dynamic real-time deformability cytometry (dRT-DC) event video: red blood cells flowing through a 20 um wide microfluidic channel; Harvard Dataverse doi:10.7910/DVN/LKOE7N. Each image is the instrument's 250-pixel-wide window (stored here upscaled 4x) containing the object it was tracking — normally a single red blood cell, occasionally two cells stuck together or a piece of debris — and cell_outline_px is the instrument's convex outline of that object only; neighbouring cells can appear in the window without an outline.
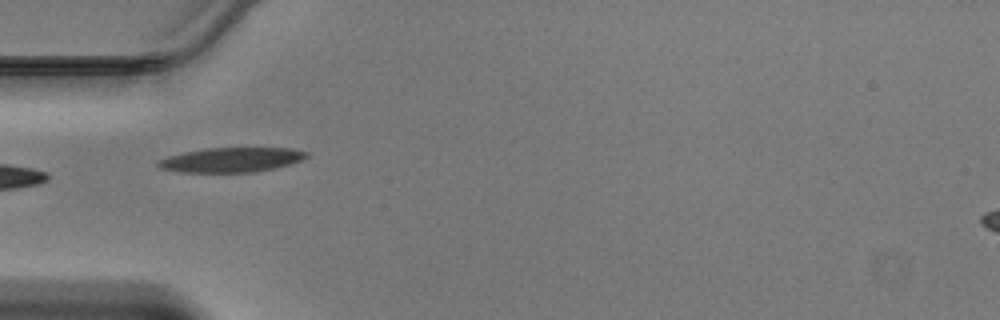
{"species": "Egyptian fruit bat (a non-hibernating species)", "species_latin": "Rousettus aegyptiacus", "temperature_condition": "warm", "stored_images_in_passage": 7, "camera_frame_rate_fps": 3000, "um_per_image_px": 0.085, "animal": {"sex": "male"}, "frame": {"image": 1, "passage_image": 1, "time_ms": 0.0, "image_size_px": [1000, 320], "cell_outline_px": [[308, 156], [292, 164], [252, 172], [180, 172], [160, 168], [156, 164], [156, 160], [168, 156], [184, 152], [204, 148], [292, 148], [308, 152]], "centroid_in_image_um": [19.63, 13.58], "position_along_channel_um": 65.4, "area_um2": 21.27}}